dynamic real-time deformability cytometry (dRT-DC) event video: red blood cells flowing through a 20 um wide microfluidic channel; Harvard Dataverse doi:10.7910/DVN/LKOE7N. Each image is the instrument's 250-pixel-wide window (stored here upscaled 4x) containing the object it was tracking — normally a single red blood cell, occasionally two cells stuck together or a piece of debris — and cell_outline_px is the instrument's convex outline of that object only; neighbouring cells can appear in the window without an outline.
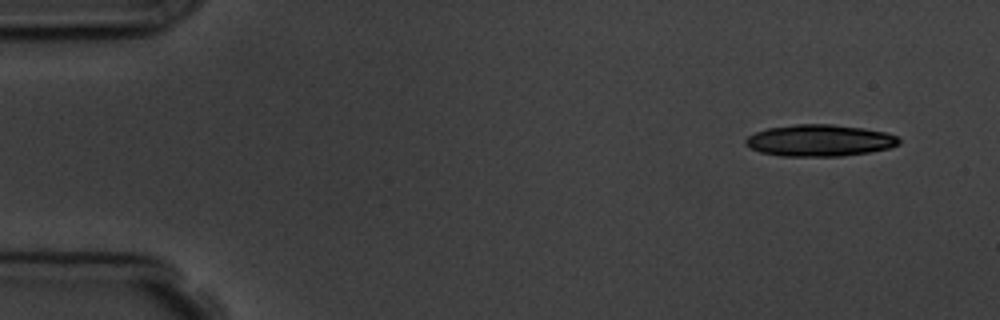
{"species": "common noctule bat (a hibernating species)", "species_latin": "Nyctalus noctula", "temperature_condition": "room temperature", "stored_images_in_passage": 9, "camera_frame_rate_fps": 3000, "um_per_image_px": 0.085, "animal": {"sex": "male", "body_mass_g": 19.5, "forearm_length_mm": 54.6}, "frame": {"image": 1, "passage_image": 1, "time_ms": 0.0, "image_size_px": [1000, 320], "cell_outline_px": [[900, 144], [888, 148], [868, 152], [840, 156], [780, 156], [760, 152], [744, 144], [744, 140], [748, 136], [756, 132], [768, 128], [796, 124], [832, 124], [864, 128], [884, 132], [896, 136], [900, 140]], "centroid_in_image_um": [69.64, 11.94], "position_along_channel_um": 15.4, "area_um2": 28.21}}
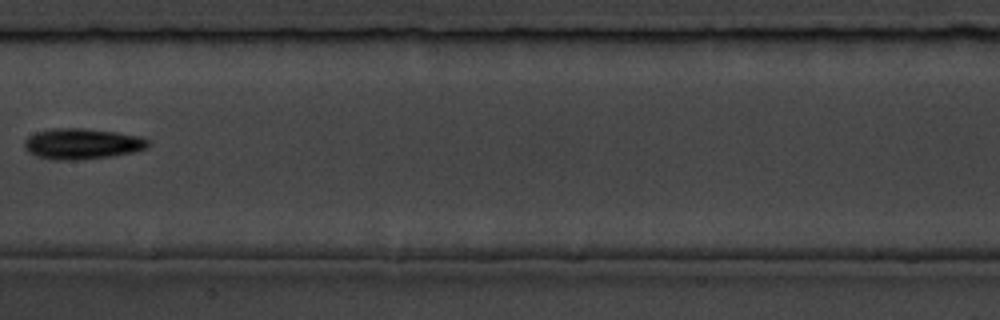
{"frame": {"image": 2, "passage_image": 8, "time_ms": 8.0, "image_size_px": [1000, 320], "cell_outline_px": [[152, 144], [148, 148], [132, 152], [112, 156], [76, 160], [52, 160], [36, 156], [28, 152], [24, 148], [24, 140], [28, 136], [36, 132], [52, 128], [84, 128], [116, 132], [140, 136], [148, 140]], "centroid_in_image_um": [6.97, 12.22], "position_along_channel_um": 200.4, "area_um2": 22.43}}